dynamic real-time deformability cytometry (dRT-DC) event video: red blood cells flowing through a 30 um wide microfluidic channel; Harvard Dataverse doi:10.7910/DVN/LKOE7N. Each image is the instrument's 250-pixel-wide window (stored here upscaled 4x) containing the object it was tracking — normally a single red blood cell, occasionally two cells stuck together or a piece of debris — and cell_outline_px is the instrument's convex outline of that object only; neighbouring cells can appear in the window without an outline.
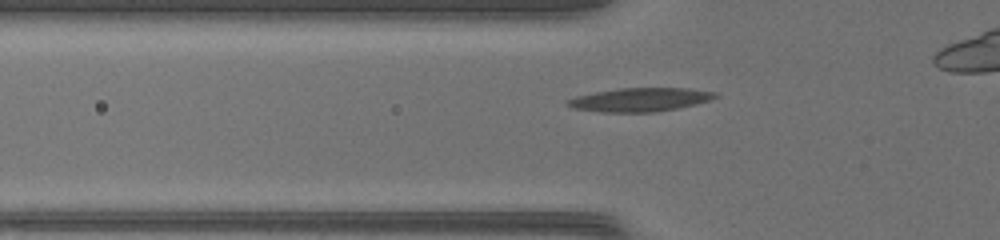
{"species": "common noctule bat (a hibernating species)", "species_latin": "Nyctalus noctula", "temperature_condition": "warm", "stored_images_in_passage": 25, "camera_frame_rate_fps": 3000, "um_per_image_px": 0.085, "animal": {"sex": "female", "body_mass_g": 17.0, "forearm_length_mm": 48.0}, "frame": {"image": 1, "passage_image": 2, "time_ms": 0.333, "image_size_px": [1000, 240], "cell_outline_px": [[720, 96], [708, 100], [676, 108], [652, 112], [604, 112], [572, 108], [564, 104], [564, 100], [576, 96], [596, 92], [620, 88], [688, 88], [716, 92]], "centroid_in_image_um": [54.34, 8.46], "position_along_channel_um": 71.5, "area_um2": 20.17}}
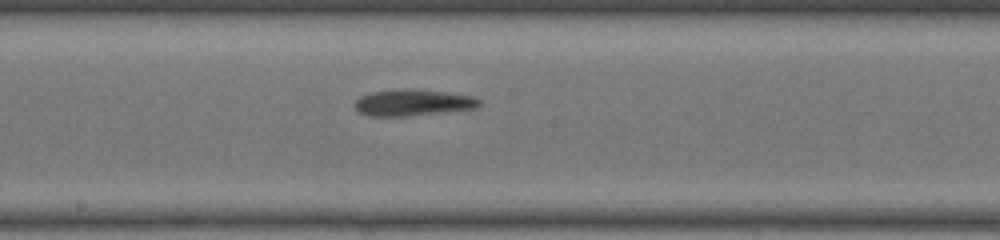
{"frame": {"image": 2, "passage_image": 12, "time_ms": 3.667, "image_size_px": [1000, 240], "cell_outline_px": [[480, 104], [472, 108], [404, 116], [368, 116], [360, 112], [356, 108], [356, 100], [360, 96], [372, 92], [400, 88], [412, 88], [444, 92], [468, 96], [480, 100]], "centroid_in_image_um": [35.0, 8.7], "position_along_channel_um": 213.2, "area_um2": 18.67}}
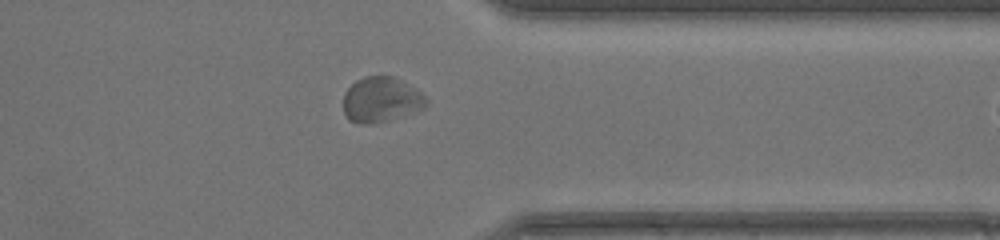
{"frame": {"image": 3, "passage_image": 24, "time_ms": 7.667, "image_size_px": [1000, 240], "cell_outline_px": [[428, 104], [420, 108], [388, 120], [364, 124], [360, 124], [348, 120], [344, 112], [344, 92], [356, 80], [364, 76], [392, 76], [400, 80], [420, 92], [428, 100]], "centroid_in_image_um": [32.34, 8.46], "position_along_channel_um": 379.1, "area_um2": 21.33}}